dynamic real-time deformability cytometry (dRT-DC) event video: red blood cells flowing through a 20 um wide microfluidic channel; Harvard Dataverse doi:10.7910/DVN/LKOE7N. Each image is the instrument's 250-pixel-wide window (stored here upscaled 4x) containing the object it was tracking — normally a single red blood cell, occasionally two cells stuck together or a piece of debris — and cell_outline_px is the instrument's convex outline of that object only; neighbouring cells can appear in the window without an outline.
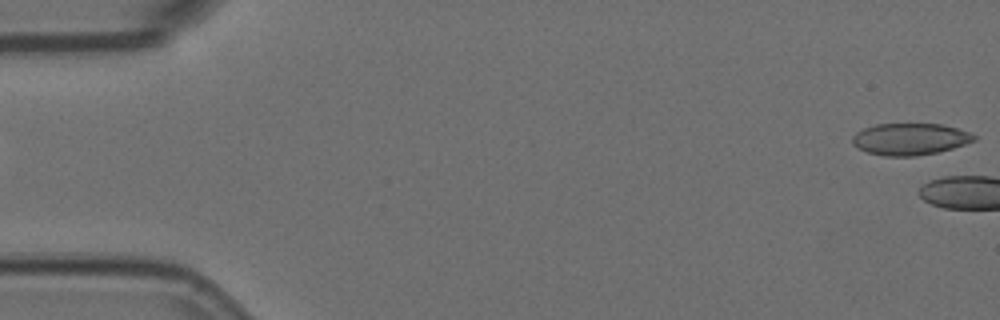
{"species": "Egyptian fruit bat (a non-hibernating species)", "species_latin": "Rousettus aegyptiacus", "temperature_condition": "room temperature", "stored_images_in_passage": 2, "camera_frame_rate_fps": 3000, "um_per_image_px": 0.085, "animal": {"sex": "female"}, "frame": {"image": 1, "passage_image": 2, "time_ms": 0.333, "image_size_px": [1000, 320], "cell_outline_px": [[976, 140], [952, 148], [936, 152], [916, 156], [884, 156], [868, 152], [856, 148], [852, 144], [852, 136], [856, 132], [864, 128], [876, 124], [940, 124], [956, 128], [968, 132], [976, 136]], "centroid_in_image_um": [77.3, 11.82], "position_along_channel_um": 7.7, "area_um2": 22.43}}